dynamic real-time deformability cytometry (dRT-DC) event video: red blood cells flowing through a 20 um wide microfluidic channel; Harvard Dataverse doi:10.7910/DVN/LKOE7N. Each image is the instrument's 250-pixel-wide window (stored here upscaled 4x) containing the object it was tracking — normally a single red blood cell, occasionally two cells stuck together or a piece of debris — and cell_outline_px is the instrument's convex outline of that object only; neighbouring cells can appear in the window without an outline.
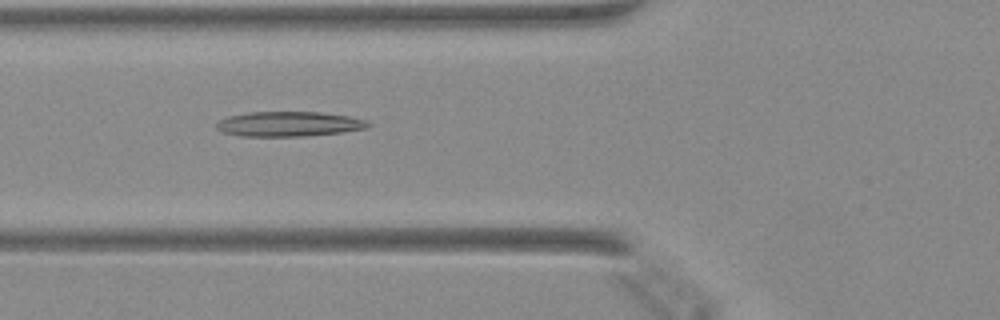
{"species": "Egyptian fruit bat (a non-hibernating species)", "species_latin": "Rousettus aegyptiacus", "temperature_condition": "warm", "stored_images_in_passage": 48, "camera_frame_rate_fps": 3000, "um_per_image_px": 0.085, "animal": {"sex": "female"}, "frame": {"image": 1, "passage_image": 18, "time_ms": 5.667, "image_size_px": [1000, 320], "cell_outline_px": [[372, 124], [368, 128], [340, 132], [300, 136], [240, 136], [224, 132], [216, 128], [216, 124], [220, 120], [228, 116], [248, 112], [320, 112], [348, 116], [368, 120]], "centroid_in_image_um": [24.57, 10.53], "position_along_channel_um": 101.2, "area_um2": 21.91}}
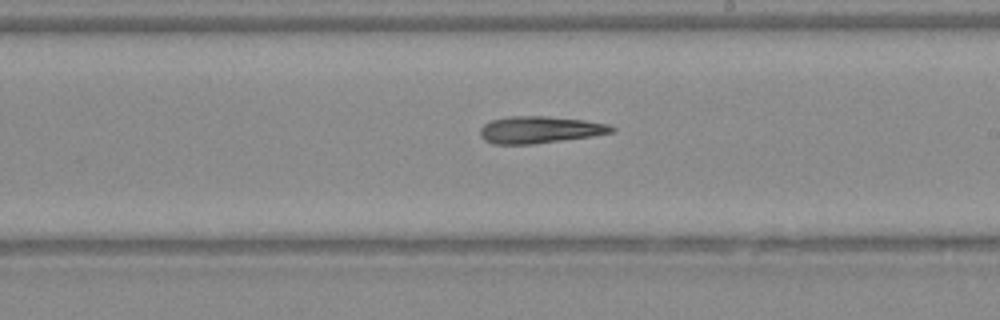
{"frame": {"image": 2, "passage_image": 28, "time_ms": 9.0, "image_size_px": [1000, 320], "cell_outline_px": [[616, 128], [612, 132], [592, 136], [532, 144], [492, 144], [484, 140], [480, 136], [480, 128], [484, 124], [492, 120], [508, 116], [544, 116], [584, 120], [608, 124]], "centroid_in_image_um": [45.84, 11.03], "position_along_channel_um": 243.2, "area_um2": 20.58}}
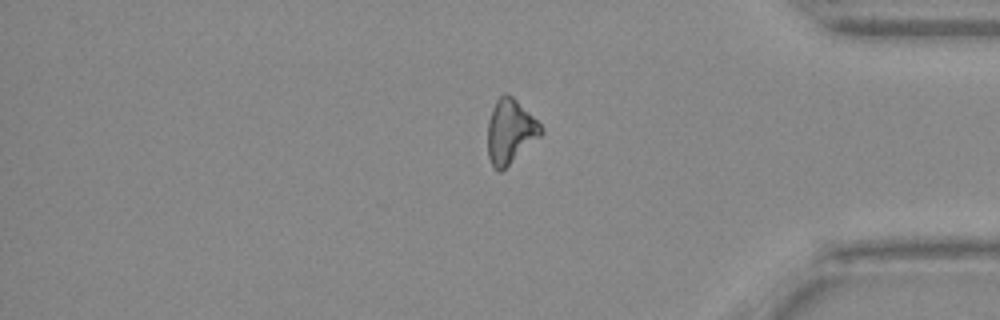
{"frame": {"image": 3, "passage_image": 40, "time_ms": 13.0, "image_size_px": [1000, 320], "cell_outline_px": [[544, 132], [540, 136], [500, 172], [496, 172], [492, 168], [488, 156], [488, 120], [492, 108], [496, 100], [504, 92], [508, 92], [540, 124]], "centroid_in_image_um": [43.33, 11.17], "position_along_channel_um": 391.9, "area_um2": 19.77}}